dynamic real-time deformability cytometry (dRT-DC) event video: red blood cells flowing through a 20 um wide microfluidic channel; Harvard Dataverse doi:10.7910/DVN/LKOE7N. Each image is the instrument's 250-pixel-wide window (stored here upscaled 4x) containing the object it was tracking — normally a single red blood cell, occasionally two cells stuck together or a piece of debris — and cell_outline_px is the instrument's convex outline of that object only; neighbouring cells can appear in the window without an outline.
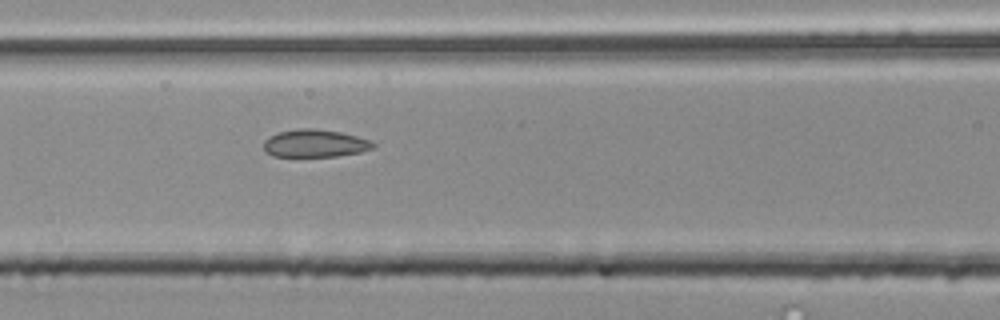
{"species": "common noctule bat (a hibernating species)", "species_latin": "Nyctalus noctula", "temperature_condition": "room temperature", "stored_images_in_passage": 55, "segment_of_instrument_passage": [2, 2], "camera_frame_rate_fps": 3000, "um_per_image_px": 0.085, "animal": {"sex": "male", "body_mass_g": 20.4}, "frame": {"image": 1, "passage_image": 24, "time_ms": 7.667, "image_size_px": [1000, 320], "cell_outline_px": [[376, 144], [372, 148], [360, 152], [336, 156], [272, 156], [264, 148], [264, 140], [268, 136], [280, 132], [300, 128], [316, 128], [340, 132], [372, 140]], "centroid_in_image_um": [26.78, 12.18], "position_along_channel_um": 139.8, "area_um2": 17.57}}
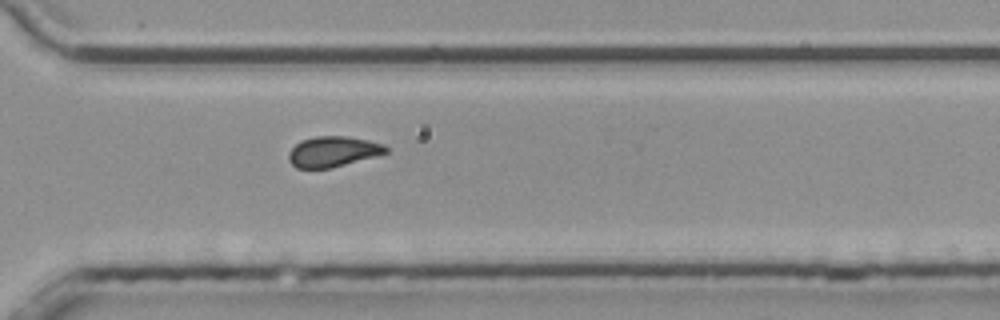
{"frame": {"image": 2, "passage_image": 40, "time_ms": 13.0, "image_size_px": [1000, 320], "cell_outline_px": [[388, 152], [376, 156], [332, 168], [296, 168], [288, 160], [288, 152], [300, 140], [316, 136], [348, 136], [368, 140], [384, 144], [388, 148]], "centroid_in_image_um": [28.3, 12.88], "position_along_channel_um": 342.3, "area_um2": 17.4}}
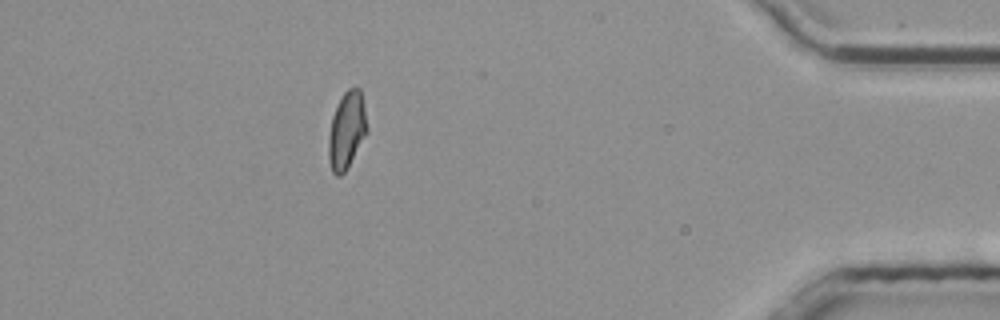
{"frame": {"image": 3, "passage_image": 49, "time_ms": 16.0, "image_size_px": [1000, 320], "cell_outline_px": [[368, 132], [344, 172], [340, 176], [336, 176], [332, 172], [328, 160], [328, 136], [332, 116], [340, 96], [348, 88], [360, 88], [368, 128]], "centroid_in_image_um": [29.45, 11.07], "position_along_channel_um": 405.7, "area_um2": 17.34}}